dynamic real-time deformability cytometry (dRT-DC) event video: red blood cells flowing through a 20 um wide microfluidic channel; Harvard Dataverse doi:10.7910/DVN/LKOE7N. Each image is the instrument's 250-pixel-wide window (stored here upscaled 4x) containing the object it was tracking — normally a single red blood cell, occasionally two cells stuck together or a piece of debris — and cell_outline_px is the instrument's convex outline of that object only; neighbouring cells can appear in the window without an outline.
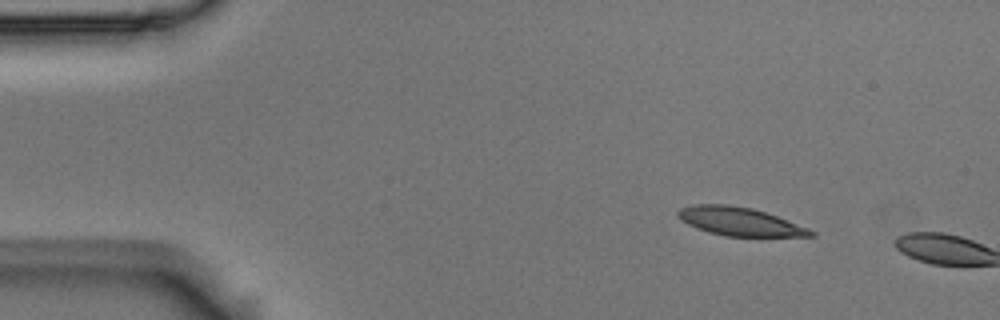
{"species": "Egyptian fruit bat (a non-hibernating species)", "species_latin": "Rousettus aegyptiacus", "temperature_condition": "room temperature", "stored_images_in_passage": 2, "camera_frame_rate_fps": 3000, "um_per_image_px": 0.085, "animal": {"sex": "male"}, "frame": {"image": 1, "passage_image": 1, "time_ms": 0.0, "image_size_px": [1000, 320], "cell_outline_px": [[816, 236], [724, 236], [708, 232], [696, 228], [680, 220], [676, 216], [676, 212], [680, 208], [692, 204], [728, 204], [752, 208], [776, 216], [808, 228], [816, 232]], "centroid_in_image_um": [62.81, 18.82], "position_along_channel_um": 22.2, "area_um2": 21.96}}